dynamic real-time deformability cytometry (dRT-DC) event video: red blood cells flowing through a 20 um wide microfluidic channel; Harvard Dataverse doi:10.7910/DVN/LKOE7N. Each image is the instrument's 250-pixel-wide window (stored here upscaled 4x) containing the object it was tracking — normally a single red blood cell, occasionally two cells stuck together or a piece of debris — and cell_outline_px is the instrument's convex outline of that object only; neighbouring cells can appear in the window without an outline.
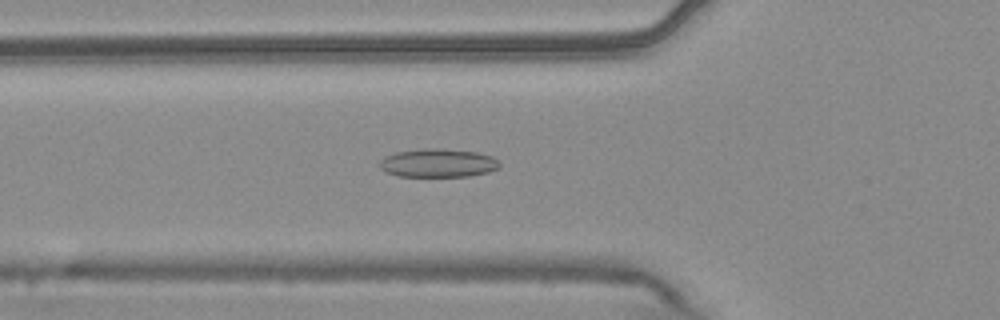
{"species": "common noctule bat (a hibernating species)", "species_latin": "Nyctalus noctula", "temperature_condition": "warm", "stored_images_in_passage": 48, "camera_frame_rate_fps": 3000, "um_per_image_px": 0.085, "animal": {"sex": "male", "body_mass_g": 20.4}, "frame": {"image": 1, "passage_image": 13, "time_ms": 4.0, "image_size_px": [1000, 320], "cell_outline_px": [[500, 164], [496, 168], [488, 172], [468, 176], [396, 176], [384, 172], [380, 168], [380, 160], [384, 156], [396, 152], [428, 148], [440, 148], [476, 152], [492, 156]], "centroid_in_image_um": [37.18, 13.85], "position_along_channel_um": 88.6, "area_um2": 19.83}}
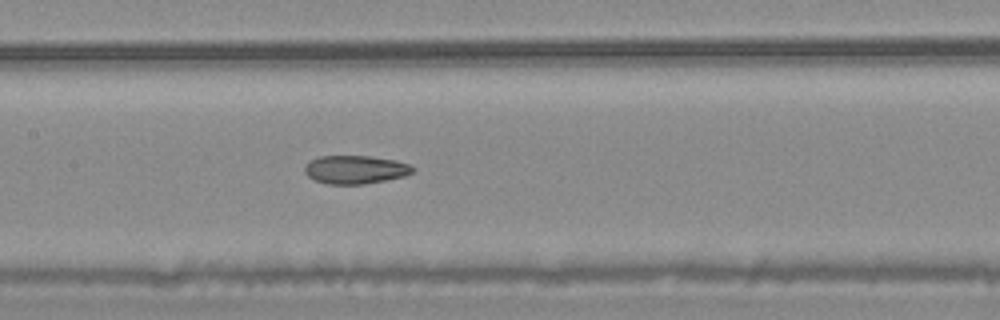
{"frame": {"image": 2, "passage_image": 20, "time_ms": 6.333, "image_size_px": [1000, 320], "cell_outline_px": [[416, 168], [412, 172], [404, 176], [364, 184], [328, 184], [316, 180], [308, 176], [304, 172], [304, 168], [312, 160], [320, 156], [368, 156], [396, 160], [408, 164]], "centroid_in_image_um": [30.22, 14.41], "position_along_channel_um": 177.2, "area_um2": 17.63}}
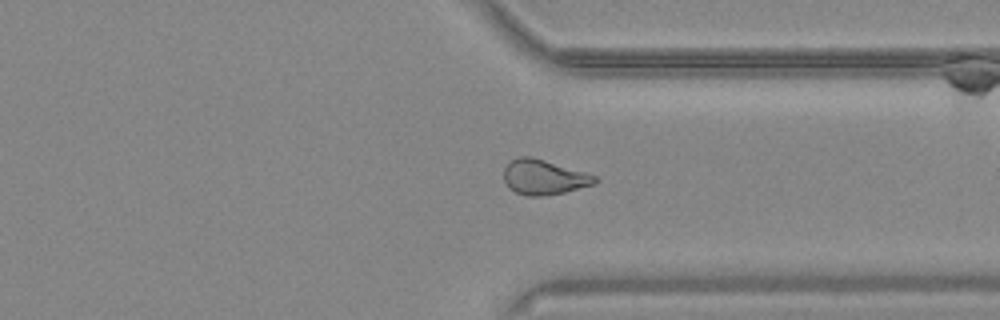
{"frame": {"image": 3, "passage_image": 35, "time_ms": 11.333, "image_size_px": [1000, 320], "cell_outline_px": [[600, 180], [596, 184], [564, 192], [544, 196], [528, 196], [516, 192], [508, 188], [504, 180], [504, 168], [512, 160], [520, 156], [532, 156], [584, 172], [596, 176]], "centroid_in_image_um": [46.24, 15.06], "position_along_channel_um": 365.2, "area_um2": 18.55}, "authors_computed_cell_mechanics": {"area_um2": 19.1318, "velocity_mm_per_s": 3.7596, "shape_relaxation_time_tau1_ms": null, "shape_relaxation_time_tau2_ms": 2.2553, "deformation_change_tau1": null, "deformation_change_tau2": 0.0788}}